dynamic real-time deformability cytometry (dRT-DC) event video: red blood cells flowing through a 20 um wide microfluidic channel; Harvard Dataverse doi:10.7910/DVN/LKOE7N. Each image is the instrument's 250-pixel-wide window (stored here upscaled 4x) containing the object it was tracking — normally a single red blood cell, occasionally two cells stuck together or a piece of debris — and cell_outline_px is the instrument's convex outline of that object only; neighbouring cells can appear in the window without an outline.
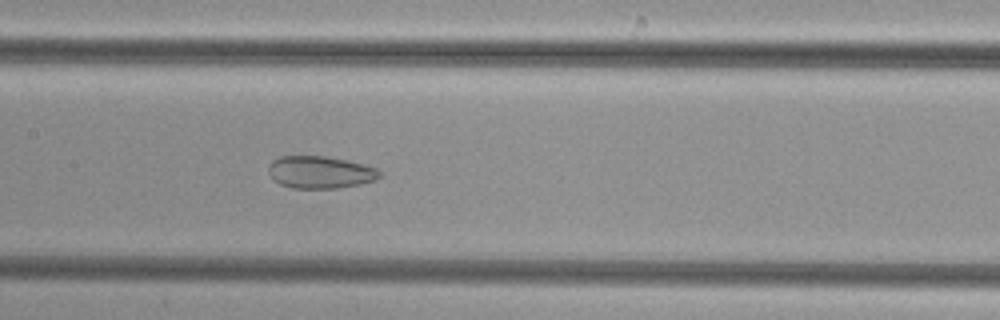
{"species": "common noctule bat (a hibernating species)", "species_latin": "Nyctalus noctula", "temperature_condition": "cold", "stored_images_in_passage": 35, "camera_frame_rate_fps": 3000, "um_per_image_px": 0.085, "animal": {"sex": "female", "body_mass_g": 29.2, "forearm_length_mm": 56.3}, "frame": {"image": 1, "passage_image": 12, "time_ms": 3.667, "image_size_px": [1000, 320], "cell_outline_px": [[380, 176], [376, 180], [360, 184], [336, 188], [292, 188], [280, 184], [272, 180], [268, 172], [268, 168], [272, 160], [280, 156], [324, 156], [344, 160], [376, 168], [380, 172]], "centroid_in_image_um": [27.16, 14.65], "position_along_channel_um": 180.2, "area_um2": 20.81}}
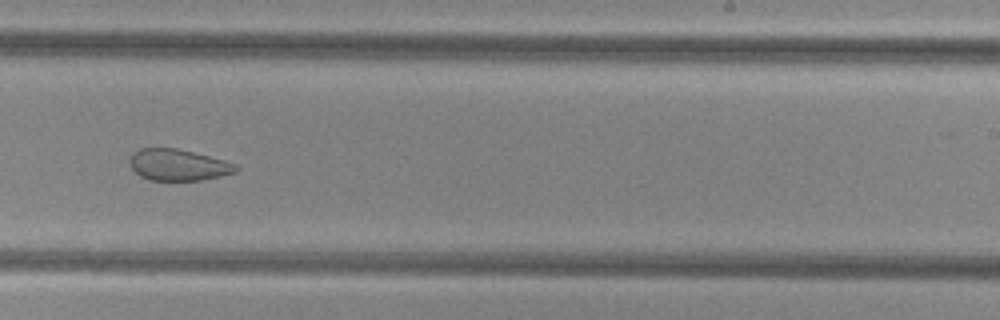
{"frame": {"image": 2, "passage_image": 19, "time_ms": 6.0, "image_size_px": [1000, 320], "cell_outline_px": [[240, 168], [236, 172], [220, 176], [200, 180], [148, 180], [140, 176], [132, 168], [132, 152], [140, 148], [176, 148], [224, 160], [236, 164]], "centroid_in_image_um": [15.17, 14.02], "position_along_channel_um": 273.8, "area_um2": 19.19}}
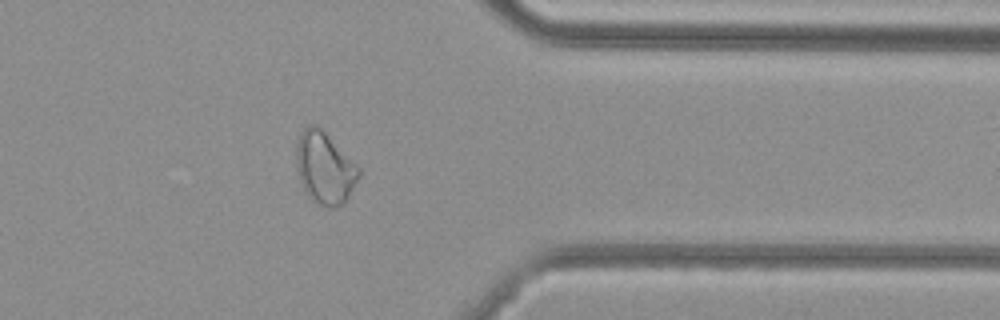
{"frame": {"image": 3, "passage_image": 28, "time_ms": 9.0, "image_size_px": [1000, 320], "cell_outline_px": [[360, 176], [344, 204], [332, 208], [324, 208], [312, 200], [308, 196], [300, 180], [296, 168], [296, 144], [300, 132], [304, 128], [312, 124], [316, 124], [360, 168]], "centroid_in_image_um": [27.58, 14.3], "position_along_channel_um": 383.8, "area_um2": 26.13}}